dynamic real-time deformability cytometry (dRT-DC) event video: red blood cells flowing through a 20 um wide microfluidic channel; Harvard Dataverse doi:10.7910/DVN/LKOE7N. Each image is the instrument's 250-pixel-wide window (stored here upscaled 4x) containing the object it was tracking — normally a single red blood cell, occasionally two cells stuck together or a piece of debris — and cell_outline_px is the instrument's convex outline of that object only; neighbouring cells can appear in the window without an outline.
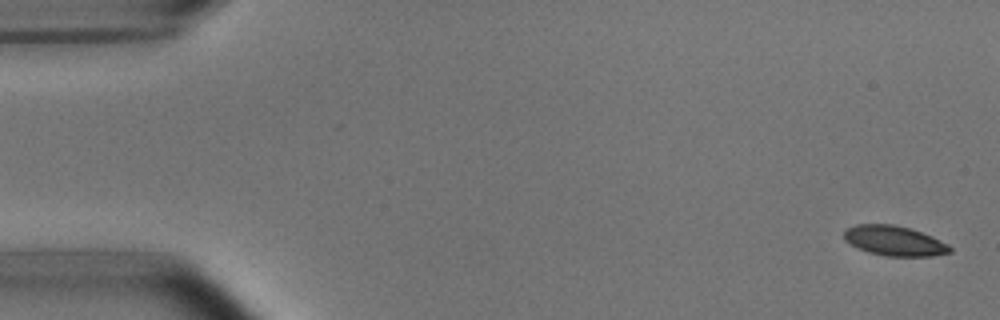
{"species": "common noctule bat (a hibernating species)", "species_latin": "Nyctalus noctula", "temperature_condition": "room temperature", "stored_images_in_passage": 5, "camera_frame_rate_fps": 3000, "um_per_image_px": 0.085, "animal": {"sex": "male", "body_mass_g": 15.6}, "frame": {"image": 1, "passage_image": 1, "time_ms": 0.0, "image_size_px": [1000, 320], "cell_outline_px": [[952, 252], [932, 256], [884, 256], [868, 252], [844, 240], [844, 228], [856, 224], [892, 224], [908, 228], [932, 236], [948, 244], [952, 248]], "centroid_in_image_um": [76.01, 20.47], "position_along_channel_um": 9.0, "area_um2": 18.44}}
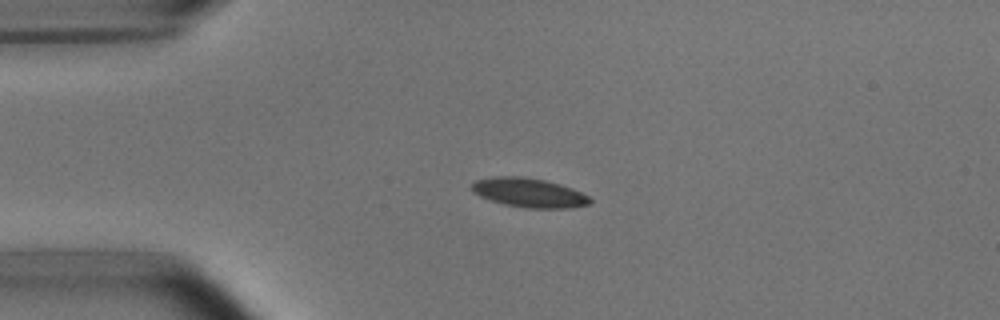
{"frame": {"image": 2, "passage_image": 4, "time_ms": 3.667, "image_size_px": [1000, 320], "cell_outline_px": [[592, 204], [572, 208], [528, 208], [504, 204], [480, 196], [472, 192], [472, 184], [476, 180], [496, 176], [520, 176], [544, 180], [560, 184], [572, 188], [588, 196], [592, 200]], "centroid_in_image_um": [45.0, 16.38], "position_along_channel_um": 40.0, "area_um2": 20.06}}